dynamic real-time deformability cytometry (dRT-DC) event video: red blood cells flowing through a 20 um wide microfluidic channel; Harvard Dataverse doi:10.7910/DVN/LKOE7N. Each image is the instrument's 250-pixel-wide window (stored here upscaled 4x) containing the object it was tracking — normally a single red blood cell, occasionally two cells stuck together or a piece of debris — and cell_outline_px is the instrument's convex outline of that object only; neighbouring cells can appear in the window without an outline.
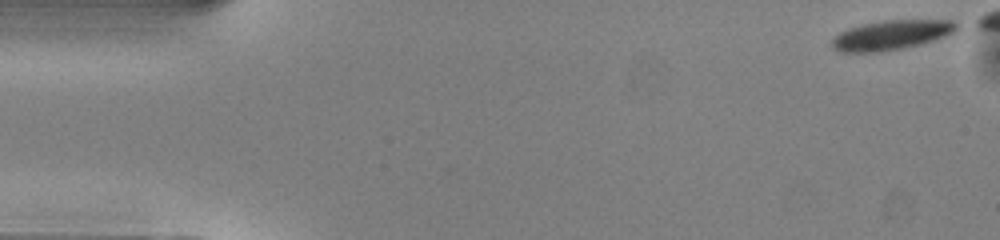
{"species": "common noctule bat (a hibernating species)", "species_latin": "Nyctalus noctula", "temperature_condition": "warm", "stored_images_in_passage": 41, "camera_frame_rate_fps": 3000, "um_per_image_px": 0.085, "animal": {"sex": "male", "body_mass_g": 13.0, "forearm_length_mm": 53.1}, "frame": {"image": 1, "passage_image": 1, "time_ms": 0.0, "image_size_px": [1000, 240], "cell_outline_px": [[960, 24], [952, 32], [944, 36], [920, 44], [880, 52], [840, 52], [832, 48], [832, 36], [848, 28], [880, 20], [952, 20]], "centroid_in_image_um": [75.71, 2.97], "position_along_channel_um": 9.3, "area_um2": 21.39}}
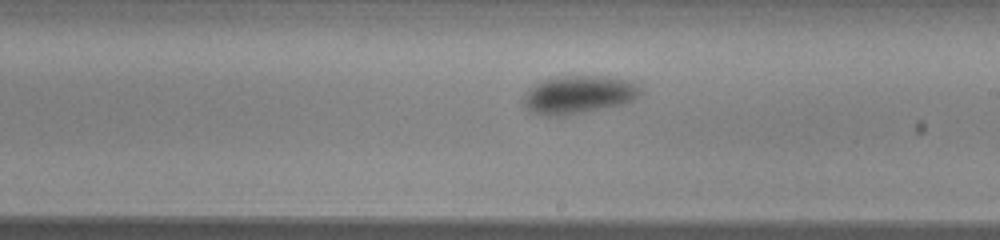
{"frame": {"image": 2, "passage_image": 28, "time_ms": 9.0, "image_size_px": [1000, 240], "cell_outline_px": [[644, 92], [636, 100], [624, 104], [564, 116], [540, 116], [532, 112], [524, 104], [524, 96], [536, 84], [544, 80], [556, 76], [608, 76], [632, 80], [644, 88]], "centroid_in_image_um": [49.3, 8.04], "position_along_channel_um": 239.7, "area_um2": 26.36}}
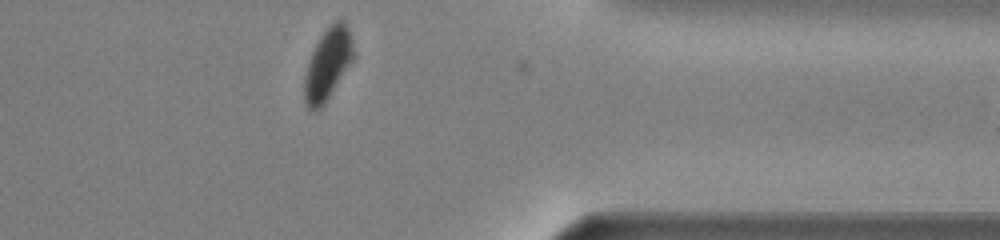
{"frame": {"image": 3, "passage_image": 40, "time_ms": 13.0, "image_size_px": [1000, 240], "cell_outline_px": [[356, 56], [324, 104], [316, 112], [308, 108], [304, 100], [304, 76], [312, 52], [320, 36], [336, 20], [344, 20], [348, 28], [356, 52]], "centroid_in_image_um": [27.88, 5.46], "position_along_channel_um": 383.5, "area_um2": 20.46}}